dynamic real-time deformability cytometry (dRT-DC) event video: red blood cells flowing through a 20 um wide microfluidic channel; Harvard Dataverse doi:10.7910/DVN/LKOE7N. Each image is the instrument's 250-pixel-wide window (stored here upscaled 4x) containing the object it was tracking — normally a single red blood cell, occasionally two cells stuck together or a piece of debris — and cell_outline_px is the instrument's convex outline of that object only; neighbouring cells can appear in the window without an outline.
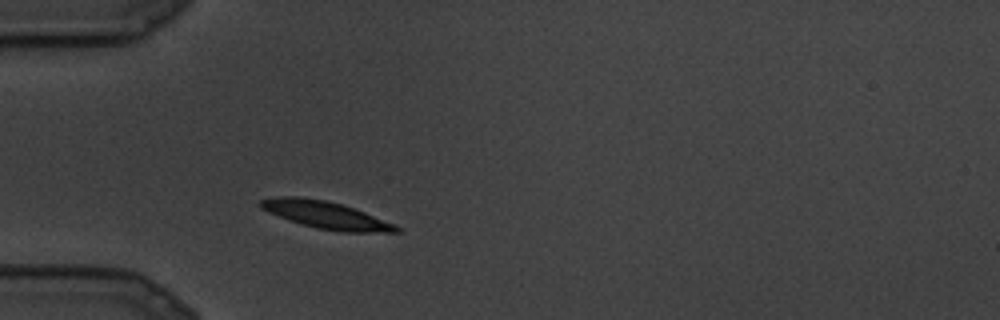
{"species": "common noctule bat (a hibernating species)", "species_latin": "Nyctalus noctula", "temperature_condition": "cold", "stored_images_in_passage": 3, "camera_frame_rate_fps": 3000, "um_per_image_px": 0.085, "animal": {"sex": "male", "body_mass_g": 19.5, "forearm_length_mm": 54.6}, "frame": {"image": 1, "passage_image": 1, "time_ms": 0.0, "image_size_px": [1000, 320], "cell_outline_px": [[400, 232], [340, 232], [316, 228], [288, 220], [268, 212], [260, 208], [260, 200], [276, 196], [300, 196], [324, 200], [344, 204], [396, 224], [400, 228]], "centroid_in_image_um": [27.7, 18.27], "position_along_channel_um": 57.3, "area_um2": 21.79}}